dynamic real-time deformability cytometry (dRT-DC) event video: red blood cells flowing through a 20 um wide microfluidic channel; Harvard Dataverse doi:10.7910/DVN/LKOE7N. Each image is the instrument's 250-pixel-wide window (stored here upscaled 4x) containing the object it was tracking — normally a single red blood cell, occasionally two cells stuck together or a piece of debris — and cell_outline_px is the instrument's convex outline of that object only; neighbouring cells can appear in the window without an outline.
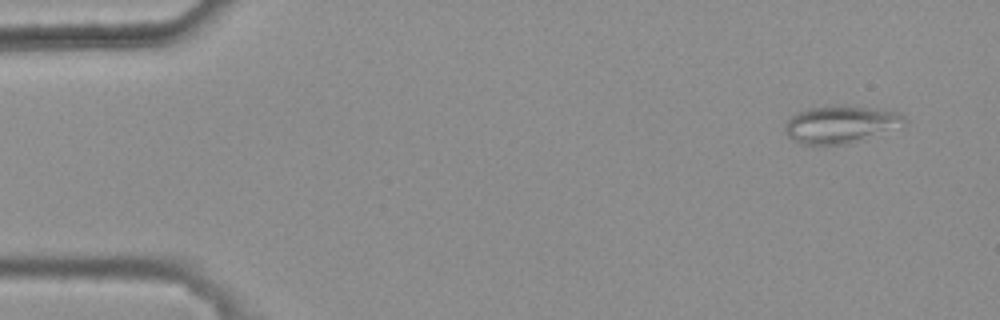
{"species": "common noctule bat (a hibernating species)", "species_latin": "Nyctalus noctula", "temperature_condition": "warm", "stored_images_in_passage": 9, "camera_frame_rate_fps": 3000, "um_per_image_px": 0.085, "animal": {"sex": "female", "body_mass_g": 25.1}, "frame": {"image": 1, "passage_image": 1, "time_ms": 0.0, "image_size_px": [1000, 320], "cell_outline_px": [[908, 120], [904, 124], [848, 144], [804, 144], [792, 140], [784, 132], [784, 128], [788, 120], [796, 112], [808, 108], [836, 104], [840, 104], [876, 108], [900, 112]], "centroid_in_image_um": [71.42, 10.53], "position_along_channel_um": 13.6, "area_um2": 26.07}}
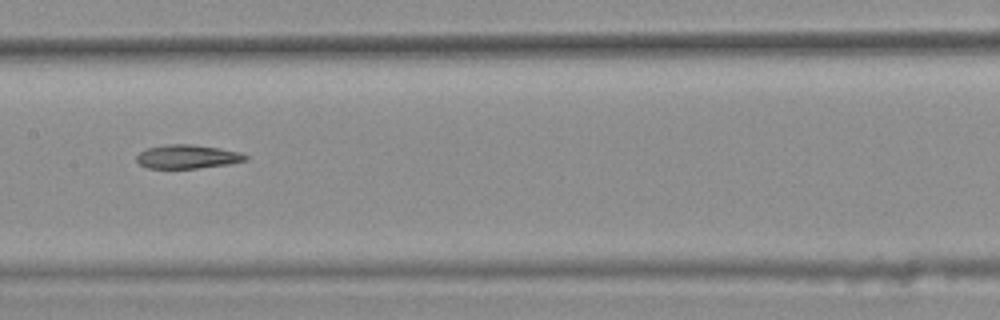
{"frame": {"image": 2, "passage_image": 7, "time_ms": 2.0, "image_size_px": [1000, 320], "cell_outline_px": [[248, 160], [228, 164], [196, 168], [148, 168], [140, 164], [136, 160], [136, 156], [140, 152], [148, 148], [164, 144], [192, 144], [220, 148], [240, 152], [248, 156]], "centroid_in_image_um": [15.94, 13.31], "position_along_channel_um": 191.5, "area_um2": 15.09}}
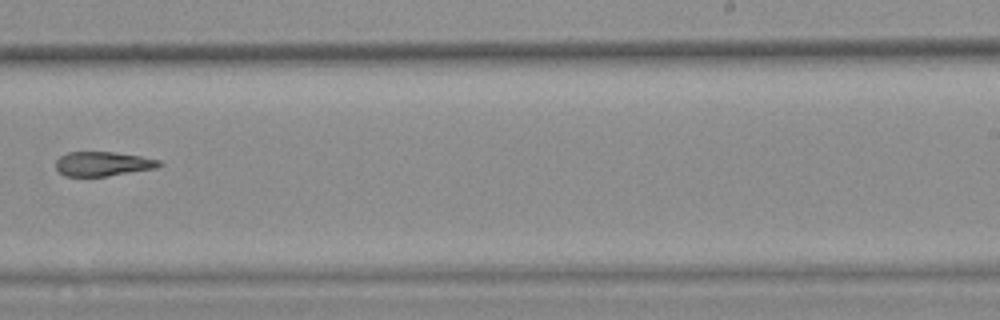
{"frame": {"image": 3, "passage_image": 9, "time_ms": 2.667, "image_size_px": [1000, 320], "cell_outline_px": [[164, 164], [156, 168], [108, 176], [64, 176], [56, 168], [56, 160], [60, 156], [68, 152], [116, 152], [140, 156], [160, 160]], "centroid_in_image_um": [8.76, 13.92], "position_along_channel_um": 280.2, "area_um2": 14.74}}